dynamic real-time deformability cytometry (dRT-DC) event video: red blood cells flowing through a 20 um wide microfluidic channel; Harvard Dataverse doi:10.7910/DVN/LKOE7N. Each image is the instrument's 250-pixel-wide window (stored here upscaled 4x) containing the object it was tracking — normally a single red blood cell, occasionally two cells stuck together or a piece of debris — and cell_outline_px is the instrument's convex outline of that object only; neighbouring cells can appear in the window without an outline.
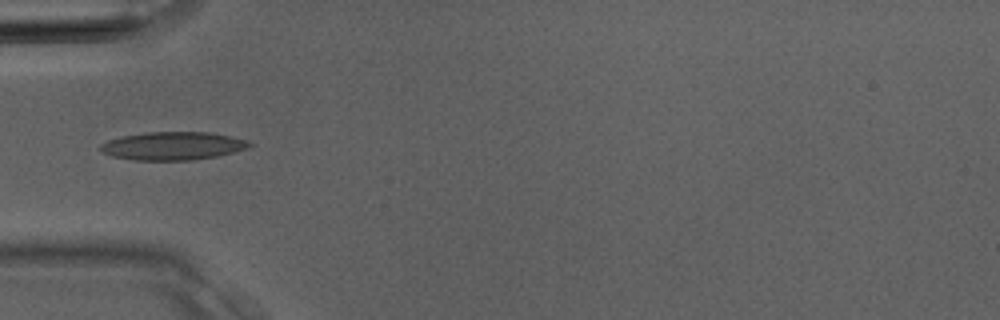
{"species": "Egyptian fruit bat (a non-hibernating species)", "species_latin": "Rousettus aegyptiacus", "temperature_condition": "room temperature", "stored_images_in_passage": 4, "camera_frame_rate_fps": 3000, "um_per_image_px": 0.085, "animal": {"sex": "male"}, "frame": {"image": 1, "passage_image": 4, "time_ms": 1.0, "image_size_px": [1000, 320], "cell_outline_px": [[252, 144], [248, 148], [216, 156], [192, 160], [136, 160], [112, 156], [104, 152], [100, 148], [100, 144], [108, 140], [120, 136], [148, 132], [208, 132], [228, 136], [244, 140]], "centroid_in_image_um": [14.65, 12.4], "position_along_channel_um": 70.4, "area_um2": 24.1}}